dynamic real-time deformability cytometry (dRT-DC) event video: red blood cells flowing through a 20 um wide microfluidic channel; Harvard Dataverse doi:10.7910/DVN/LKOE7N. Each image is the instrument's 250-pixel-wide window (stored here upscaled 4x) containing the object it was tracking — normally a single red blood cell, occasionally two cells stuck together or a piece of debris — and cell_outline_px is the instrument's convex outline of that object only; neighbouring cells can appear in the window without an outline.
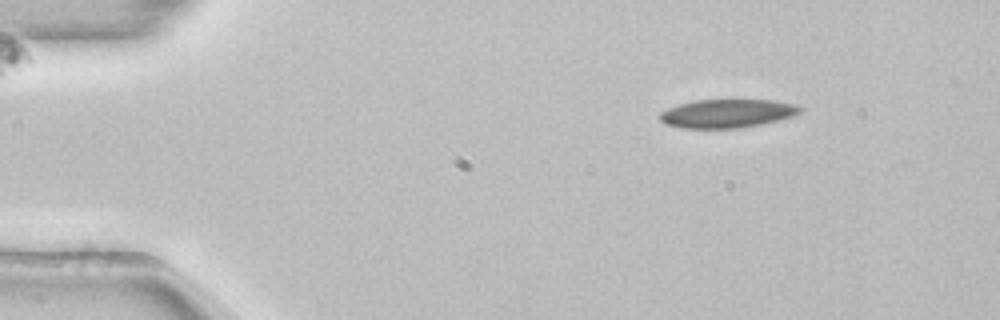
{"species": "common noctule bat (a hibernating species)", "species_latin": "Nyctalus noctula", "temperature_condition": "room temperature", "stored_images_in_passage": 48, "camera_frame_rate_fps": 3000, "um_per_image_px": 0.085, "animal": {"sex": "female", "body_mass_g": 22.7, "forearm_length_mm": 54.2}, "frame": {"image": 1, "passage_image": 1, "time_ms": 0.0, "image_size_px": [1000, 320], "cell_outline_px": [[804, 108], [800, 112], [792, 116], [760, 124], [736, 128], [680, 128], [664, 124], [660, 120], [660, 112], [668, 108], [680, 104], [696, 100], [732, 96], [772, 100], [796, 104]], "centroid_in_image_um": [61.81, 9.58], "position_along_channel_um": 23.2, "area_um2": 24.28}}
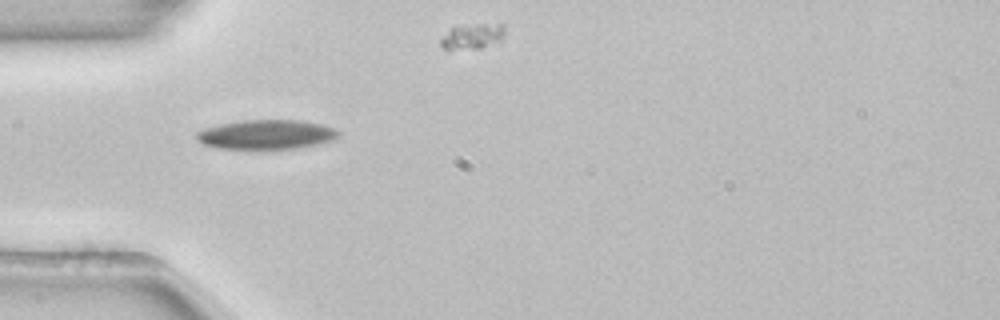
{"frame": {"image": 2, "passage_image": 10, "time_ms": 3.0, "image_size_px": [1000, 320], "cell_outline_px": [[340, 136], [332, 140], [320, 144], [300, 148], [216, 148], [204, 144], [196, 136], [196, 132], [204, 128], [220, 124], [240, 120], [300, 120], [324, 124], [336, 128], [340, 132]], "centroid_in_image_um": [22.71, 11.42], "position_along_channel_um": 62.3, "area_um2": 24.39}}
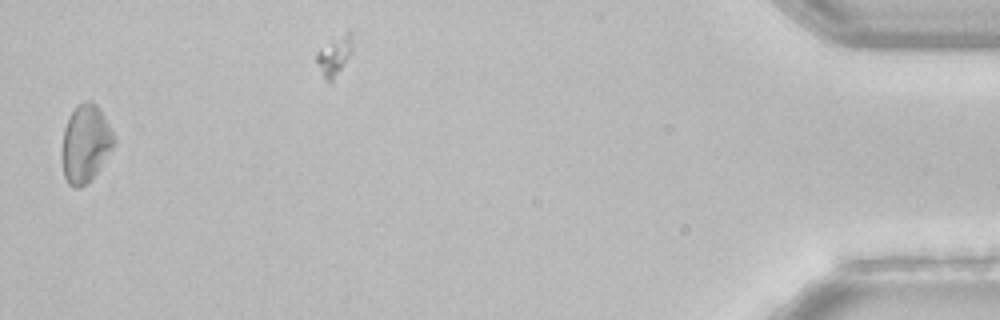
{"frame": {"image": 3, "passage_image": 46, "time_ms": 15.0, "image_size_px": [1000, 320], "cell_outline_px": [[116, 144], [100, 168], [80, 188], [72, 188], [68, 184], [64, 176], [60, 152], [64, 128], [68, 116], [84, 100], [92, 100], [100, 108], [112, 128], [116, 136]], "centroid_in_image_um": [7.27, 12.18], "position_along_channel_um": 427.9, "area_um2": 24.04}, "authors_computed_cell_mechanics": {"area_um2": 24.1893, "velocity_mm_per_s": 3.86, "shape_relaxation_time_tau1_ms": 1.5883, "shape_relaxation_time_tau2_ms": null, "deformation_change_tau1": 0.0644, "deformation_change_tau2": null}}